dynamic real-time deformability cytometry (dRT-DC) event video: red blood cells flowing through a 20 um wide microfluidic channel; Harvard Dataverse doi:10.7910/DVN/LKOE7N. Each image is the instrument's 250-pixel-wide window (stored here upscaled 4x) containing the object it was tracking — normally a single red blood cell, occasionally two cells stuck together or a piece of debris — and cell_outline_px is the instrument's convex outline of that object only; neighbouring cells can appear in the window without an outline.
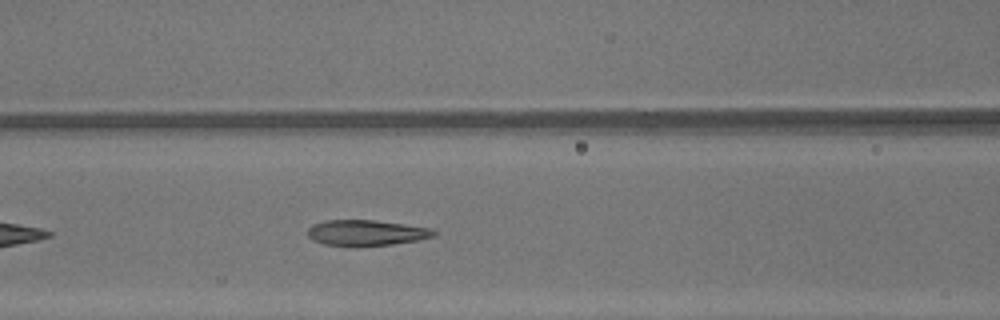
{"species": "common noctule bat (a hibernating species)", "species_latin": "Nyctalus noctula", "temperature_condition": "warm", "stored_images_in_passage": 31, "camera_frame_rate_fps": 3000, "um_per_image_px": 0.085, "animal": {"sex": "male", "body_mass_g": 13.3}, "frame": {"image": 1, "passage_image": 9, "time_ms": 2.667, "image_size_px": [1000, 320], "cell_outline_px": [[436, 236], [420, 240], [392, 244], [356, 248], [324, 244], [312, 240], [308, 236], [308, 228], [312, 224], [324, 220], [372, 220], [404, 224], [432, 228], [436, 232]], "centroid_in_image_um": [31.12, 19.81], "position_along_channel_um": 135.5, "area_um2": 19.42}}
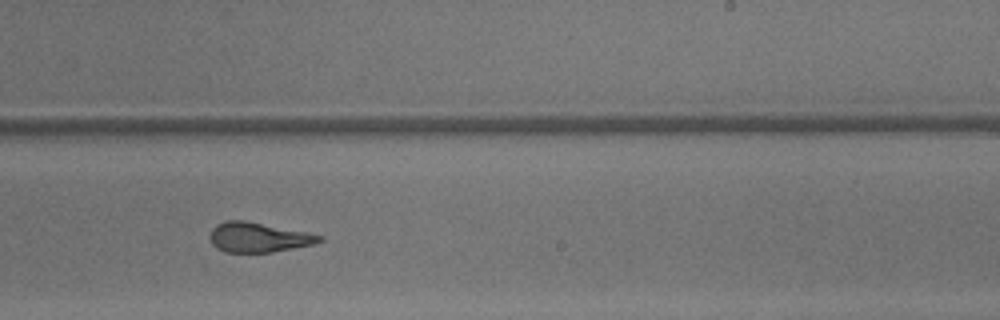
{"frame": {"image": 2, "passage_image": 18, "time_ms": 5.667, "image_size_px": [1000, 320], "cell_outline_px": [[324, 240], [312, 244], [272, 252], [224, 252], [216, 248], [212, 244], [208, 236], [212, 228], [216, 224], [228, 220], [244, 220], [308, 232], [324, 236]], "centroid_in_image_um": [21.93, 20.17], "position_along_channel_um": 267.1, "area_um2": 19.07}}
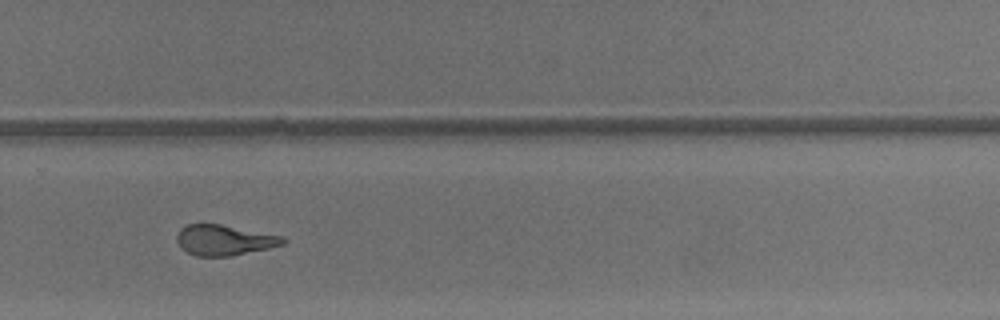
{"frame": {"image": 3, "passage_image": 21, "time_ms": 6.667, "image_size_px": [1000, 320], "cell_outline_px": [[288, 240], [284, 244], [268, 248], [232, 256], [196, 256], [180, 248], [176, 240], [176, 236], [180, 228], [188, 224], [220, 224], [284, 236]], "centroid_in_image_um": [19.06, 20.41], "position_along_channel_um": 310.7, "area_um2": 18.96}, "authors_computed_cell_mechanics": {"area_um2": 19.5942, "velocity_mm_per_s": 4.3966, "shape_relaxation_time_tau1_ms": 4.6595, "shape_relaxation_time_tau2_ms": 1.3601, "deformation_change_tau1": 0.2125, "deformation_change_tau2": 0.0972}}